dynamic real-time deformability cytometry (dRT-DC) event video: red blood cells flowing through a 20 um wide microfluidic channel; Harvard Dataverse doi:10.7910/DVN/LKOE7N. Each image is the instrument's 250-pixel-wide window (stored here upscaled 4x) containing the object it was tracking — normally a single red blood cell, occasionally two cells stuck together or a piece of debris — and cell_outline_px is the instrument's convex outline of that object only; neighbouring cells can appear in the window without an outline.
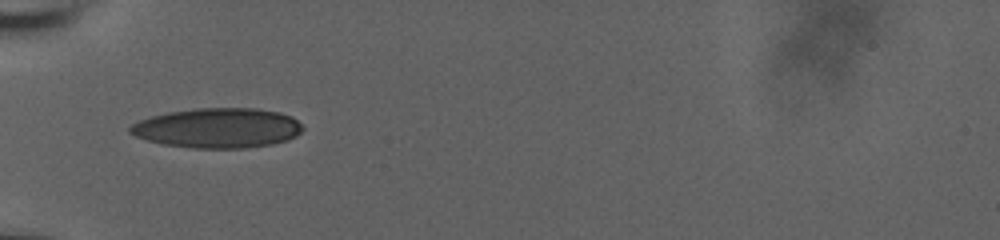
{"species": "human", "species_latin": "Homo sapiens", "temperature_condition": "room temperature", "stored_images_in_passage": 35, "camera_frame_rate_fps": 3000, "um_per_image_px": 0.085, "donor": {"sex": "male"}, "frame": {"image": 1, "passage_image": 1, "time_ms": 0.0, "image_size_px": [1000, 240], "cell_outline_px": [[304, 128], [296, 136], [288, 140], [272, 144], [244, 148], [192, 148], [164, 144], [148, 140], [136, 136], [128, 132], [128, 128], [132, 124], [140, 120], [152, 116], [168, 112], [196, 108], [256, 108], [280, 112], [292, 116]], "centroid_in_image_um": [18.52, 10.87], "position_along_channel_um": 66.5, "area_um2": 40.11}}
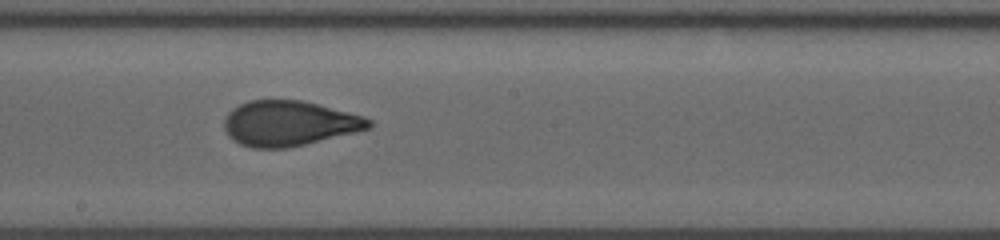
{"frame": {"image": 2, "passage_image": 14, "time_ms": 4.333, "image_size_px": [1000, 240], "cell_outline_px": [[372, 124], [368, 128], [288, 148], [252, 148], [240, 144], [232, 140], [228, 136], [224, 128], [224, 116], [232, 108], [248, 100], [300, 100], [364, 116], [372, 120]], "centroid_in_image_um": [24.49, 10.48], "position_along_channel_um": 223.7, "area_um2": 37.74}}
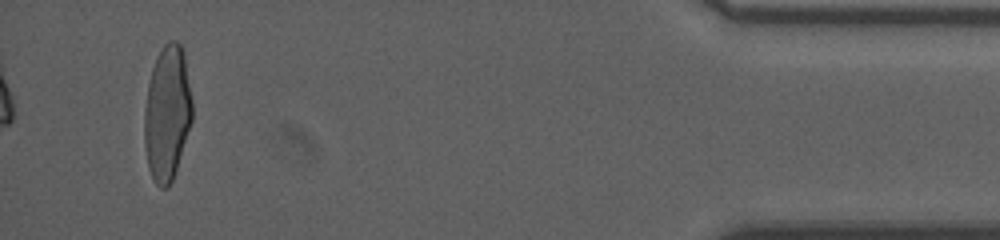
{"frame": {"image": 3, "passage_image": 35, "time_ms": 11.333, "image_size_px": [1000, 240], "cell_outline_px": [[192, 120], [172, 180], [168, 188], [160, 188], [156, 184], [148, 168], [144, 144], [144, 112], [148, 84], [152, 68], [156, 56], [164, 44], [168, 40], [176, 40], [180, 44], [184, 52], [192, 100]], "centroid_in_image_um": [14.2, 9.59], "position_along_channel_um": 421.0, "area_um2": 37.69}, "authors_computed_cell_mechanics": {"area_um2": 37.9746, "velocity_mm_per_s": 3.7297, "shape_relaxation_time_tau1_ms": 8.8699, "shape_relaxation_time_tau2_ms": 0.8292, "deformation_change_tau1": 0.2656, "deformation_change_tau2": 0.068}}